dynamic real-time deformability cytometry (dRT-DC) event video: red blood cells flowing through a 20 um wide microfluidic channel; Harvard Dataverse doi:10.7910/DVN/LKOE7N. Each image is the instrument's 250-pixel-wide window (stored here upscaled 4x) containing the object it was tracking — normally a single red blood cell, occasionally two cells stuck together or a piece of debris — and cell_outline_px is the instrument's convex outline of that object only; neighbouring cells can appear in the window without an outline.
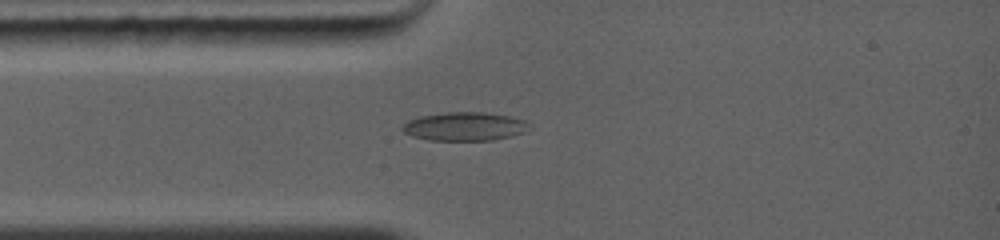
{"species": "common noctule bat (a hibernating species)", "species_latin": "Nyctalus noctula", "temperature_condition": "warm", "stored_images_in_passage": 55, "camera_frame_rate_fps": 5000, "um_per_image_px": 0.085, "animal": {"sex": "female", "body_mass_g": 19.0, "forearm_length_mm": 56.7}, "frame": {"image": 1, "passage_image": 8, "time_ms": 2.0, "image_size_px": [1000, 240], "cell_outline_px": [[532, 128], [524, 132], [512, 136], [492, 140], [428, 140], [412, 136], [404, 132], [400, 128], [408, 120], [420, 116], [448, 112], [484, 112], [508, 116], [524, 120]], "centroid_in_image_um": [39.49, 10.75], "position_along_channel_um": 45.5, "area_um2": 21.1}}
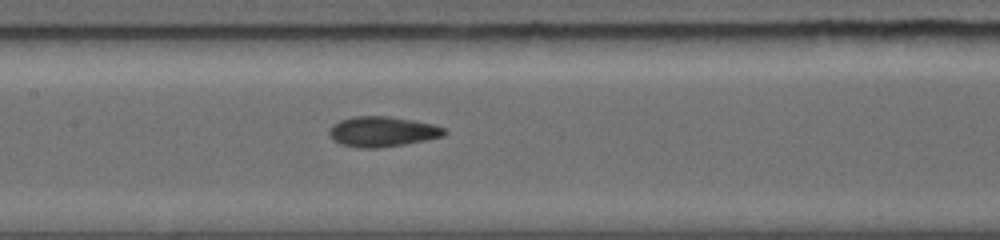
{"frame": {"image": 2, "passage_image": 19, "time_ms": 5.0, "image_size_px": [1000, 240], "cell_outline_px": [[448, 132], [444, 136], [404, 144], [380, 148], [360, 148], [340, 144], [332, 140], [328, 132], [332, 124], [340, 120], [352, 116], [388, 116], [412, 120], [432, 124], [444, 128]], "centroid_in_image_um": [32.46, 11.19], "position_along_channel_um": 174.9, "area_um2": 20.35}}
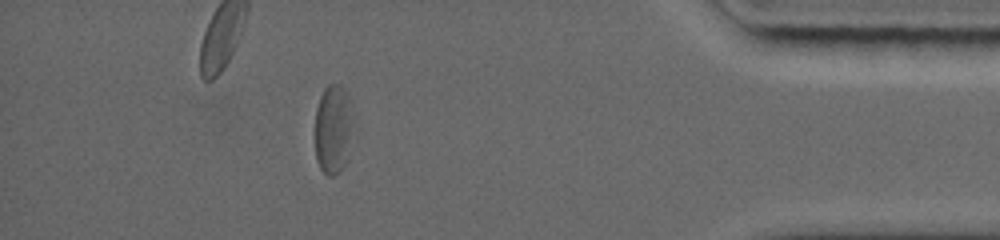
{"frame": {"image": 3, "passage_image": 45, "time_ms": 11.4, "image_size_px": [1000, 240], "cell_outline_px": [[356, 132], [348, 160], [332, 176], [328, 176], [320, 168], [316, 160], [316, 108], [320, 96], [324, 88], [328, 84], [340, 84], [348, 92], [356, 128]], "centroid_in_image_um": [28.4, 10.95], "position_along_channel_um": 406.8, "area_um2": 20.81}, "authors_computed_cell_mechanics": {"area_um2": 20.6346, "velocity_mm_per_s": 4.3364, "shape_relaxation_time_tau1_ms": 4.5285, "shape_relaxation_time_tau2_ms": 1.9526, "deformation_change_tau1": 0.1572, "deformation_change_tau2": 0.086}}